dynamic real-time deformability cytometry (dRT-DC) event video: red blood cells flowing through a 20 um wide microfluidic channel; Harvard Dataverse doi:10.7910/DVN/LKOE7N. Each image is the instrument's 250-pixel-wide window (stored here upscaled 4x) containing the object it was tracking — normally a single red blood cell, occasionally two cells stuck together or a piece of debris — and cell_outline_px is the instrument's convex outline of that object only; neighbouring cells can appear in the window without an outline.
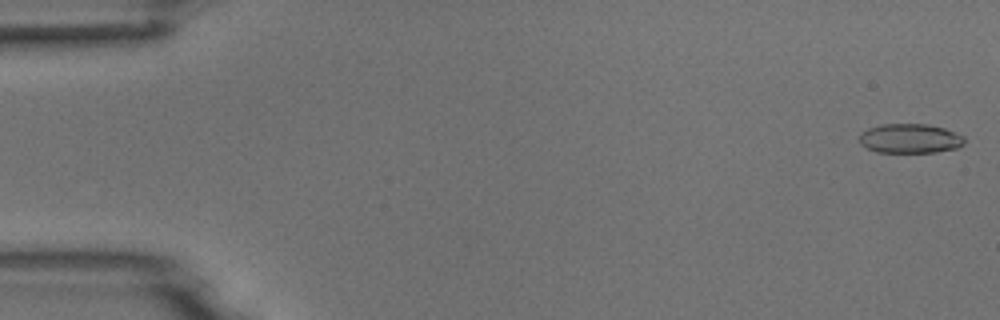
{"species": "common noctule bat (a hibernating species)", "species_latin": "Nyctalus noctula", "temperature_condition": "room temperature", "stored_images_in_passage": 6, "camera_frame_rate_fps": 3000, "um_per_image_px": 0.085, "animal": {"sex": "male", "body_mass_g": 18.8}, "frame": {"image": 1, "passage_image": 1, "time_ms": 0.0, "image_size_px": [1000, 320], "cell_outline_px": [[964, 144], [956, 148], [936, 152], [876, 152], [860, 144], [860, 132], [868, 128], [880, 124], [928, 124], [944, 128], [964, 136]], "centroid_in_image_um": [77.34, 11.76], "position_along_channel_um": 7.7, "area_um2": 18.03}}
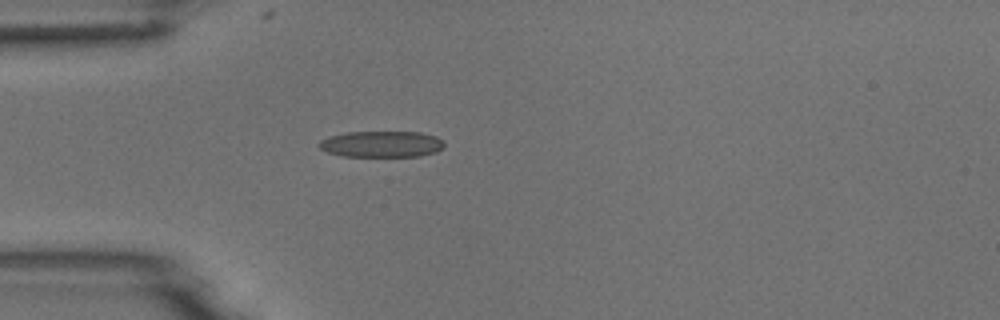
{"frame": {"image": 2, "passage_image": 5, "time_ms": 1.333, "image_size_px": [1000, 320], "cell_outline_px": [[444, 148], [436, 152], [420, 156], [340, 156], [328, 152], [320, 148], [316, 144], [320, 140], [328, 136], [348, 132], [420, 132], [436, 136], [444, 140]], "centroid_in_image_um": [32.44, 12.25], "position_along_channel_um": 52.6, "area_um2": 19.31}}